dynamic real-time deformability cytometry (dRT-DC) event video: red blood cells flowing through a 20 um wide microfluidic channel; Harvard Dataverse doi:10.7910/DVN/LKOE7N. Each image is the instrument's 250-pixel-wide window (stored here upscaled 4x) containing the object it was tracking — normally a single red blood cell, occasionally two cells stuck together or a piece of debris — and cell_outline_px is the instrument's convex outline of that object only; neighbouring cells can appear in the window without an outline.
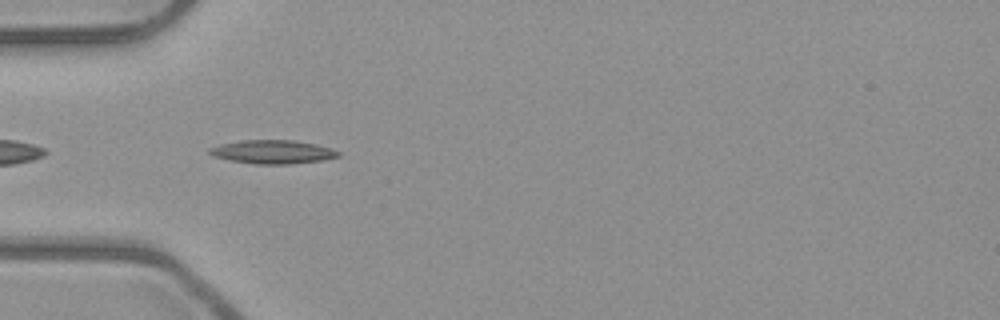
{"species": "common noctule bat (a hibernating species)", "species_latin": "Nyctalus noctula", "temperature_condition": "room temperature", "stored_images_in_passage": 4, "camera_frame_rate_fps": 3000, "um_per_image_px": 0.085, "animal": {"sex": "male", "body_mass_g": 23.1, "forearm_length_mm": 52.7}, "frame": {"image": 1, "passage_image": 3, "time_ms": 0.667, "image_size_px": [1000, 320], "cell_outline_px": [[340, 156], [324, 160], [288, 164], [256, 164], [232, 160], [212, 156], [208, 152], [208, 148], [220, 144], [244, 140], [296, 140], [316, 144], [332, 148], [340, 152]], "centroid_in_image_um": [23.2, 12.9], "position_along_channel_um": 61.8, "area_um2": 17.74}}
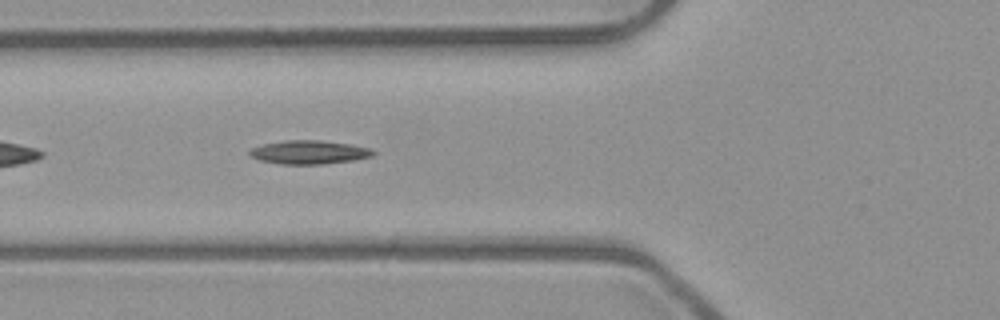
{"frame": {"image": 2, "passage_image": 4, "time_ms": 1.0, "image_size_px": [1000, 320], "cell_outline_px": [[376, 152], [372, 156], [356, 160], [324, 164], [280, 164], [260, 160], [252, 156], [248, 152], [252, 148], [264, 144], [284, 140], [320, 140], [348, 144], [372, 148]], "centroid_in_image_um": [26.31, 12.94], "position_along_channel_um": 99.5, "area_um2": 16.99}}